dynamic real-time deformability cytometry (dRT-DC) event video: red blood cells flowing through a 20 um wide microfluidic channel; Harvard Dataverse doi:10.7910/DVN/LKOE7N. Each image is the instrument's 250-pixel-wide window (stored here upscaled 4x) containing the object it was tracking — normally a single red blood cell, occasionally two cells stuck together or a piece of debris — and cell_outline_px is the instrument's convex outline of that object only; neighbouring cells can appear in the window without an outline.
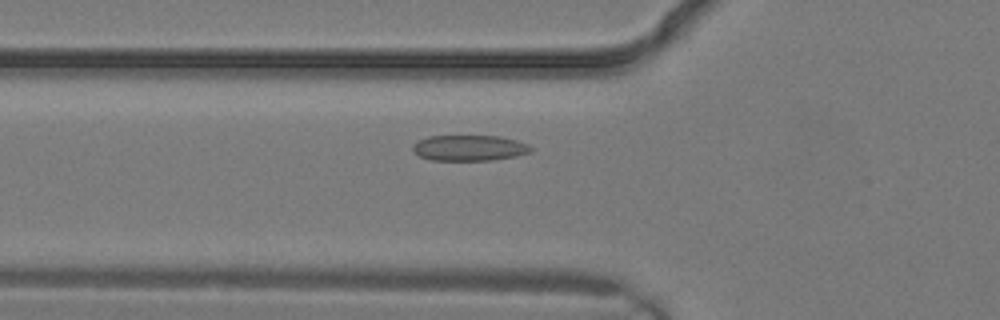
{"species": "common noctule bat (a hibernating species)", "species_latin": "Nyctalus noctula", "temperature_condition": "warm", "stored_images_in_passage": 2, "camera_frame_rate_fps": 3000, "um_per_image_px": 0.085, "animal": {"sex": "male", "body_mass_g": 19.2, "forearm_length_mm": 51.8}, "frame": {"image": 1, "passage_image": 2, "time_ms": 0.333, "image_size_px": [1000, 320], "cell_outline_px": [[536, 148], [532, 152], [516, 156], [492, 160], [432, 160], [420, 156], [412, 148], [412, 144], [428, 136], [500, 136], [516, 140], [528, 144]], "centroid_in_image_um": [39.95, 12.57], "position_along_channel_um": 85.8, "area_um2": 17.74}}